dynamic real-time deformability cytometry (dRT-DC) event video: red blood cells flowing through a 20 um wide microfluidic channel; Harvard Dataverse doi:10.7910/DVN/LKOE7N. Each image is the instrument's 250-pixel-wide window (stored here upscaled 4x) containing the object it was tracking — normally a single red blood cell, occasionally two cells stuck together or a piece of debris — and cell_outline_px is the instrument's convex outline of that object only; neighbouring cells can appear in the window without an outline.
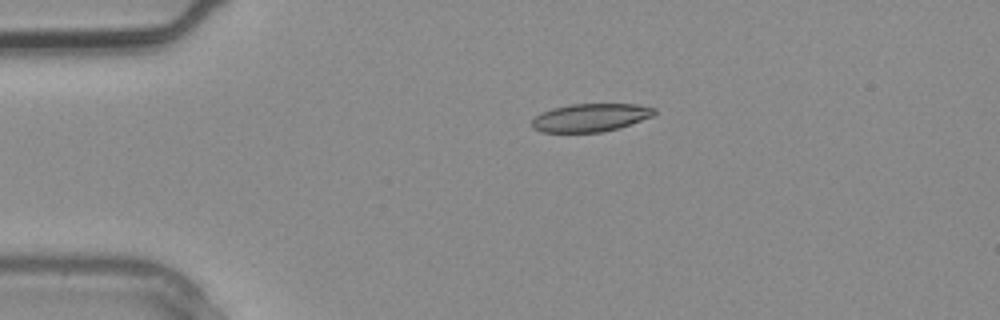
{"species": "common noctule bat (a hibernating species)", "species_latin": "Nyctalus noctula", "temperature_condition": "warm", "stored_images_in_passage": 1, "camera_frame_rate_fps": 3000, "um_per_image_px": 0.085, "animal": {"sex": "male", "body_mass_g": 20.4}, "frame": {"image": 1, "passage_image": 1, "time_ms": 0.0, "image_size_px": [1000, 320], "cell_outline_px": [[656, 112], [652, 116], [620, 128], [600, 132], [540, 132], [532, 128], [532, 120], [536, 116], [552, 108], [572, 104], [636, 104], [656, 108]], "centroid_in_image_um": [50.2, 10.0], "position_along_channel_um": 34.8, "area_um2": 19.94}}